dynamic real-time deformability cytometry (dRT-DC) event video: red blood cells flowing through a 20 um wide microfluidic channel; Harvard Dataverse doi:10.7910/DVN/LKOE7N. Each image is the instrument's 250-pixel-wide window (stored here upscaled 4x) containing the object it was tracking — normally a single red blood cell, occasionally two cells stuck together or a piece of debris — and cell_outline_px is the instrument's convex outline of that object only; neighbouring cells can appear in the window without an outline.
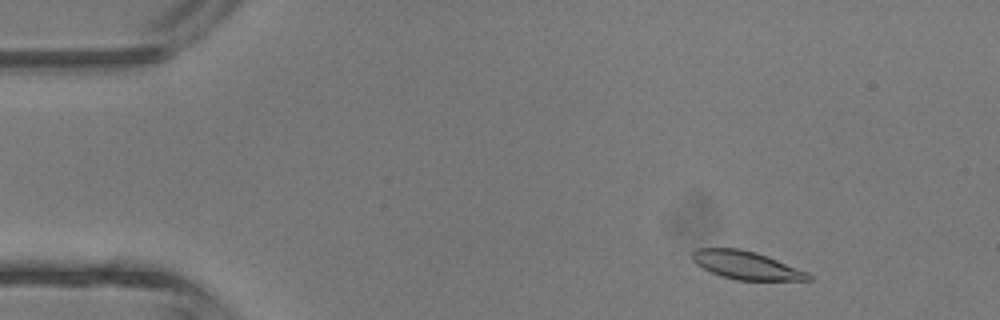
{"species": "common noctule bat (a hibernating species)", "species_latin": "Nyctalus noctula", "temperature_condition": "room temperature", "stored_images_in_passage": 3, "camera_frame_rate_fps": 3000, "um_per_image_px": 0.085, "animal": {"sex": "male", "body_mass_g": 13.3}, "frame": {"image": 1, "passage_image": 1, "time_ms": 0.0, "image_size_px": [1000, 320], "cell_outline_px": [[812, 280], [736, 280], [720, 276], [696, 264], [692, 260], [692, 252], [700, 248], [740, 248], [756, 252], [768, 256], [808, 272], [812, 276]], "centroid_in_image_um": [63.44, 22.54], "position_along_channel_um": 21.6, "area_um2": 19.02}}
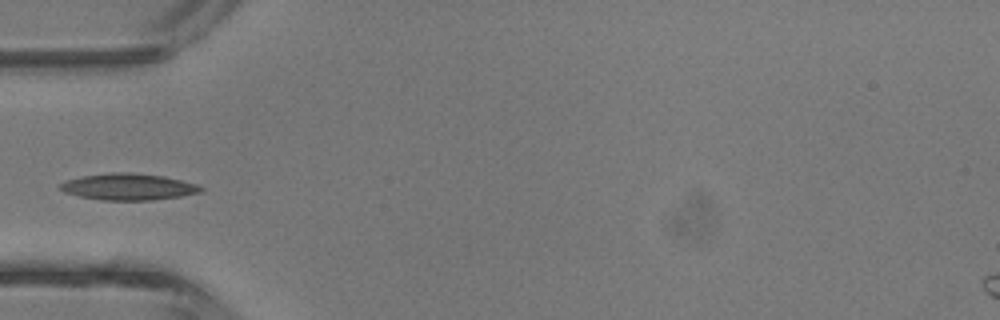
{"frame": {"image": 2, "passage_image": 3, "time_ms": 3.0, "image_size_px": [1000, 320], "cell_outline_px": [[204, 188], [200, 192], [180, 196], [152, 200], [100, 200], [80, 196], [64, 192], [60, 188], [60, 184], [68, 180], [84, 176], [112, 172], [128, 172], [164, 176], [196, 184]], "centroid_in_image_um": [10.92, 15.88], "position_along_channel_um": 74.1, "area_um2": 21.44}}